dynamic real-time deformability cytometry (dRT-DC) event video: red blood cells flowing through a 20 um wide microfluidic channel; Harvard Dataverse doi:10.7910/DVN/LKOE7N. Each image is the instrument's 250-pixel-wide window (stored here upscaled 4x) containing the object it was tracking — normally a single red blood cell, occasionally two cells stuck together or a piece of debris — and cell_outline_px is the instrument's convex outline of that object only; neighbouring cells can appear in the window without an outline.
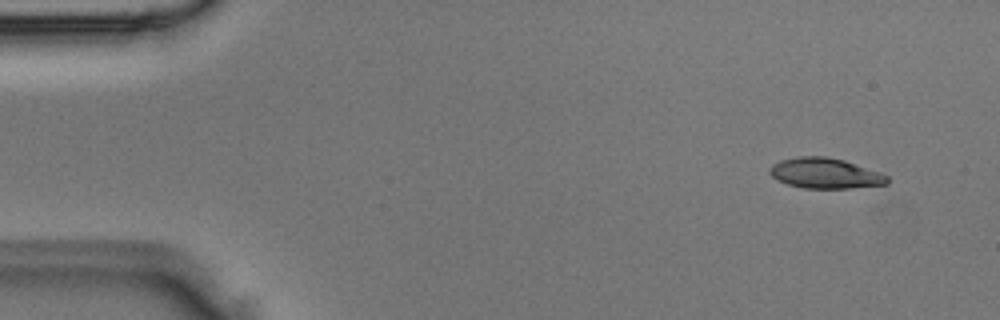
{"species": "Egyptian fruit bat (a non-hibernating species)", "species_latin": "Rousettus aegyptiacus", "temperature_condition": "room temperature", "stored_images_in_passage": 8, "camera_frame_rate_fps": 3000, "um_per_image_px": 0.085, "animal": {"sex": "male"}, "frame": {"image": 1, "passage_image": 2, "time_ms": 0.333, "image_size_px": [1000, 320], "cell_outline_px": [[888, 184], [848, 188], [804, 188], [788, 184], [776, 180], [768, 172], [768, 168], [772, 164], [780, 160], [796, 156], [828, 156], [844, 160], [880, 172], [888, 176]], "centroid_in_image_um": [70.1, 14.71], "position_along_channel_um": 14.9, "area_um2": 20.98}}
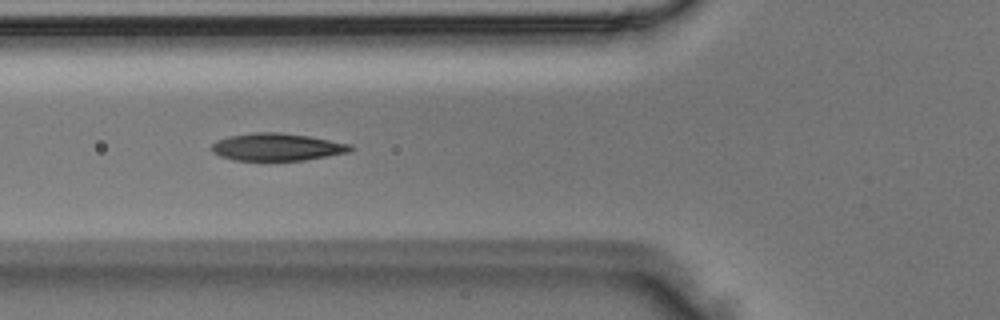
{"frame": {"image": 2, "passage_image": 6, "time_ms": 1.667, "image_size_px": [1000, 320], "cell_outline_px": [[356, 148], [348, 152], [328, 156], [304, 160], [232, 160], [220, 156], [212, 152], [208, 148], [216, 140], [228, 136], [252, 132], [280, 132], [308, 136], [352, 144]], "centroid_in_image_um": [23.51, 12.49], "position_along_channel_um": 102.3, "area_um2": 22.43}}
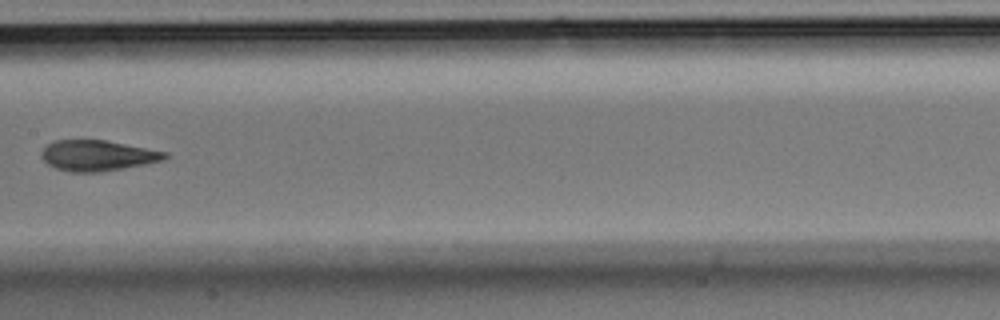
{"frame": {"image": 3, "passage_image": 8, "time_ms": 2.333, "image_size_px": [1000, 320], "cell_outline_px": [[168, 156], [164, 160], [144, 164], [100, 172], [72, 172], [56, 168], [48, 164], [40, 156], [40, 152], [48, 144], [56, 140], [108, 140], [168, 152]], "centroid_in_image_um": [8.3, 13.21], "position_along_channel_um": 199.1, "area_um2": 22.02}}